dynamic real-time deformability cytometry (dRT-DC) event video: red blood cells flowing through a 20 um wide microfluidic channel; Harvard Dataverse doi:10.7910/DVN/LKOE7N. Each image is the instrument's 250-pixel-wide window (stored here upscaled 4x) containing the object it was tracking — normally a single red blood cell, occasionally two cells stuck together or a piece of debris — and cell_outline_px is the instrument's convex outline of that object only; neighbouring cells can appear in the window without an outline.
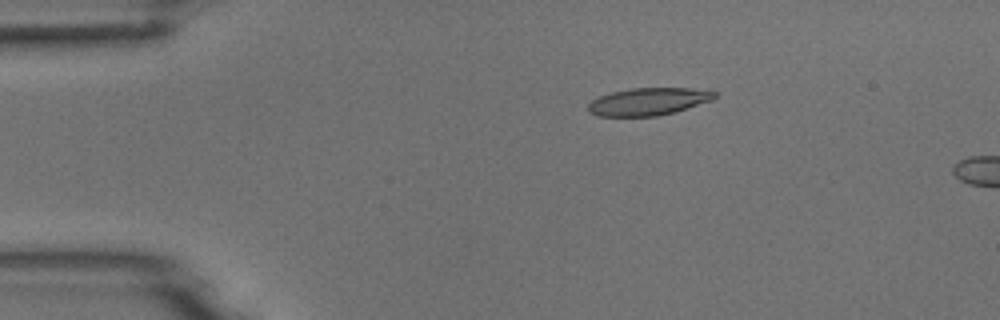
{"species": "common noctule bat (a hibernating species)", "species_latin": "Nyctalus noctula", "temperature_condition": "room temperature", "stored_images_in_passage": 4, "camera_frame_rate_fps": 3000, "um_per_image_px": 0.085, "animal": {"sex": "male", "body_mass_g": 18.8}, "frame": {"image": 1, "passage_image": 3, "time_ms": 3.0, "image_size_px": [1000, 320], "cell_outline_px": [[720, 92], [712, 100], [672, 112], [656, 116], [596, 116], [588, 112], [588, 104], [592, 100], [600, 96], [612, 92], [632, 88], [712, 88]], "centroid_in_image_um": [55.17, 8.61], "position_along_channel_um": 29.8, "area_um2": 20.4}}